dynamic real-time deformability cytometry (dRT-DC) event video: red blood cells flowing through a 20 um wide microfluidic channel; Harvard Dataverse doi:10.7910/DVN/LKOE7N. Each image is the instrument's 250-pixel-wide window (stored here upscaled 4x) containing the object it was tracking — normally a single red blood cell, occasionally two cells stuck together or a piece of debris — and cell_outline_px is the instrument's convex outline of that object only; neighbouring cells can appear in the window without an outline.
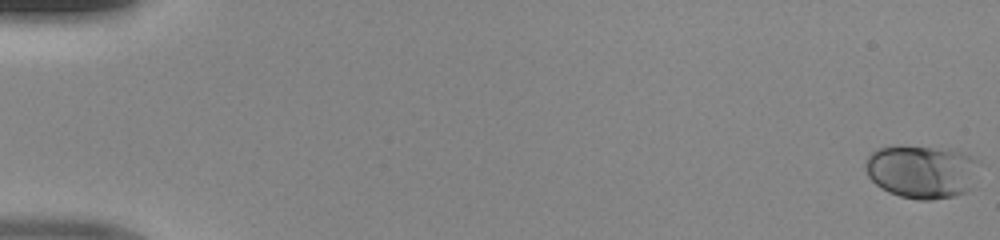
{"species": "human", "species_latin": "Homo sapiens", "temperature_condition": "room temperature", "stored_images_in_passage": 44, "camera_frame_rate_fps": 3000, "um_per_image_px": 0.085, "donor": {"sex": "male"}, "frame": {"image": 1, "passage_image": 1, "time_ms": 0.0, "image_size_px": [1000, 240], "cell_outline_px": [[980, 160], [972, 188], [964, 192], [952, 196], [932, 200], [920, 200], [900, 196], [888, 192], [880, 188], [868, 176], [864, 168], [864, 164], [868, 156], [876, 148], [956, 148]], "centroid_in_image_um": [78.39, 14.6], "position_along_channel_um": 6.6, "area_um2": 35.32}}
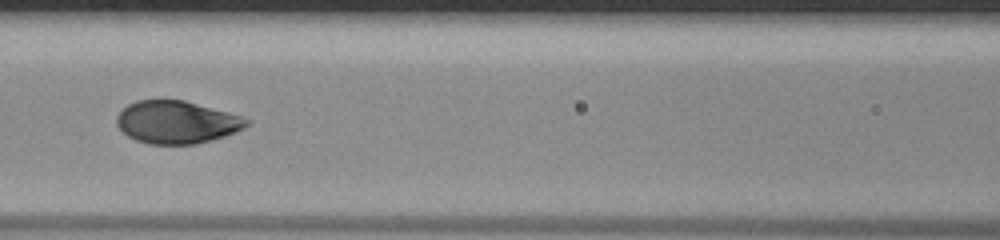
{"frame": {"image": 2, "passage_image": 24, "time_ms": 7.667, "image_size_px": [1000, 240], "cell_outline_px": [[248, 124], [244, 128], [236, 132], [212, 140], [196, 144], [148, 144], [136, 140], [128, 136], [116, 124], [116, 116], [128, 104], [136, 100], [184, 100], [240, 116], [248, 120]], "centroid_in_image_um": [14.99, 10.39], "position_along_channel_um": 151.6, "area_um2": 32.02}}
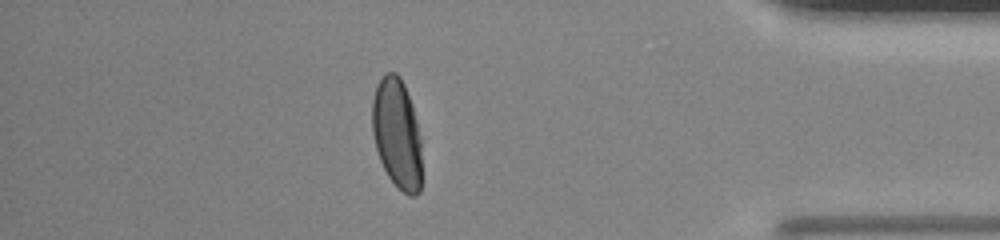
{"frame": {"image": 3, "passage_image": 44, "time_ms": 14.333, "image_size_px": [1000, 240], "cell_outline_px": [[420, 192], [416, 196], [408, 196], [388, 176], [380, 160], [376, 148], [372, 132], [372, 100], [376, 84], [384, 72], [396, 72], [400, 76], [404, 84], [412, 104], [420, 136]], "centroid_in_image_um": [33.72, 11.31], "position_along_channel_um": 401.5, "area_um2": 31.79}}